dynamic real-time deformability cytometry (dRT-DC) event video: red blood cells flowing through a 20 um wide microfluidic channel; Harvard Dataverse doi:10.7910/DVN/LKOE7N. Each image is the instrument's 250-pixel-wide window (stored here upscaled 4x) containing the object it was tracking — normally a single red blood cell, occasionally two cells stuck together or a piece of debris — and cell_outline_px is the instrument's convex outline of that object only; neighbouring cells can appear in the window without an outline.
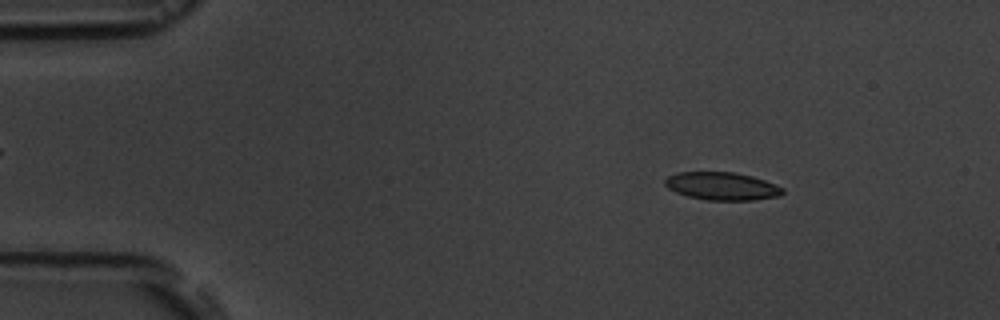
{"species": "common noctule bat (a hibernating species)", "species_latin": "Nyctalus noctula", "temperature_condition": "room temperature", "stored_images_in_passage": 55, "camera_frame_rate_fps": 3000, "um_per_image_px": 0.085, "animal": {"sex": "male", "body_mass_g": 19.5, "forearm_length_mm": 54.6}, "frame": {"image": 1, "passage_image": 7, "time_ms": 2.0, "image_size_px": [1000, 320], "cell_outline_px": [[784, 192], [780, 196], [756, 200], [708, 200], [688, 196], [676, 192], [668, 188], [664, 184], [664, 180], [668, 176], [680, 172], [732, 172], [752, 176], [764, 180], [784, 188]], "centroid_in_image_um": [61.38, 15.82], "position_along_channel_um": 23.6, "area_um2": 19.07}}
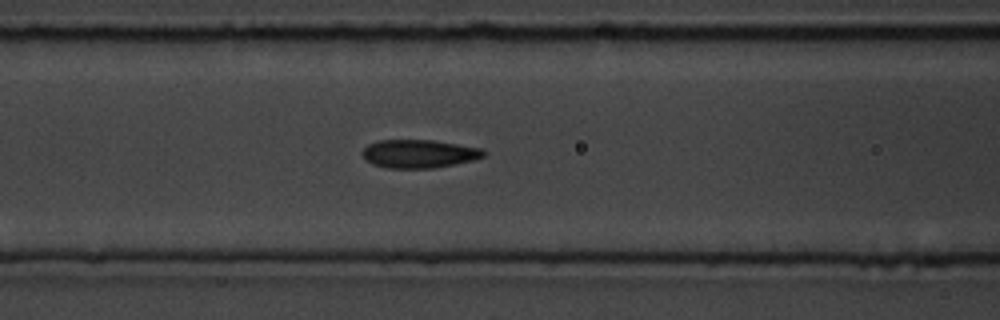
{"frame": {"image": 2, "passage_image": 22, "time_ms": 7.0, "image_size_px": [1000, 320], "cell_outline_px": [[488, 152], [484, 156], [472, 160], [432, 168], [388, 168], [372, 164], [360, 152], [368, 144], [376, 140], [432, 140], [484, 148]], "centroid_in_image_um": [35.62, 13.05], "position_along_channel_um": 131.0, "area_um2": 20.0}}
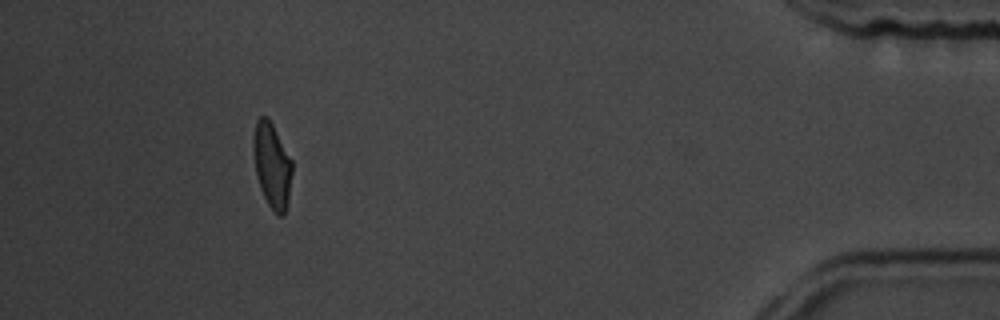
{"frame": {"image": 3, "passage_image": 50, "time_ms": 16.333, "image_size_px": [1000, 320], "cell_outline_px": [[292, 172], [288, 200], [284, 216], [280, 216], [268, 204], [260, 188], [256, 176], [252, 152], [252, 140], [256, 120], [260, 116], [268, 116], [292, 160]], "centroid_in_image_um": [23.09, 14.01], "position_along_channel_um": 412.1, "area_um2": 19.36}, "authors_computed_cell_mechanics": {"area_um2": 19.7098, "velocity_mm_per_s": 3.6632, "shape_relaxation_time_tau1_ms": 7.021, "shape_relaxation_time_tau2_ms": 1.2614, "deformation_change_tau1": 0.1696, "deformation_change_tau2": 0.055}}